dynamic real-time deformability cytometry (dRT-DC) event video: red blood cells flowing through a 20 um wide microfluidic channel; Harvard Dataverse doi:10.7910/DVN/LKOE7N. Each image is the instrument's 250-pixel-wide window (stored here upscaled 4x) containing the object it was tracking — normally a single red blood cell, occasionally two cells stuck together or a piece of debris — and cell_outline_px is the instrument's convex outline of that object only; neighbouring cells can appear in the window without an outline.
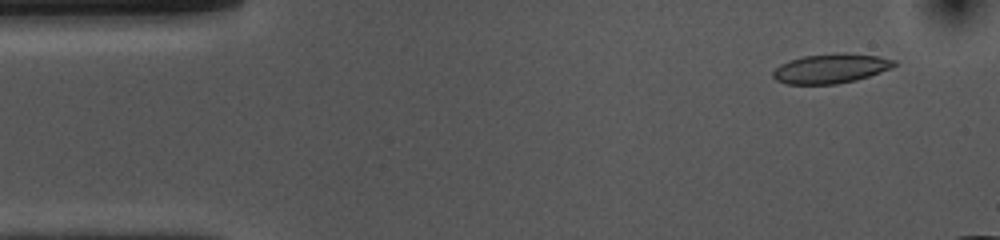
{"species": "common noctule bat (a hibernating species)", "species_latin": "Nyctalus noctula", "temperature_condition": "cold", "stored_images_in_passage": 14, "camera_frame_rate_fps": 3000, "um_per_image_px": 0.085, "animal": {"sex": "female", "body_mass_g": 10.0, "forearm_length_mm": 53.1}, "frame": {"image": 1, "passage_image": 4, "time_ms": 1.0, "image_size_px": [1000, 240], "cell_outline_px": [[896, 64], [892, 68], [856, 80], [836, 84], [788, 84], [776, 80], [772, 76], [772, 72], [780, 64], [788, 60], [804, 56], [840, 52], [848, 52], [880, 56], [896, 60]], "centroid_in_image_um": [70.63, 5.8], "position_along_channel_um": 14.4, "area_um2": 21.04}}